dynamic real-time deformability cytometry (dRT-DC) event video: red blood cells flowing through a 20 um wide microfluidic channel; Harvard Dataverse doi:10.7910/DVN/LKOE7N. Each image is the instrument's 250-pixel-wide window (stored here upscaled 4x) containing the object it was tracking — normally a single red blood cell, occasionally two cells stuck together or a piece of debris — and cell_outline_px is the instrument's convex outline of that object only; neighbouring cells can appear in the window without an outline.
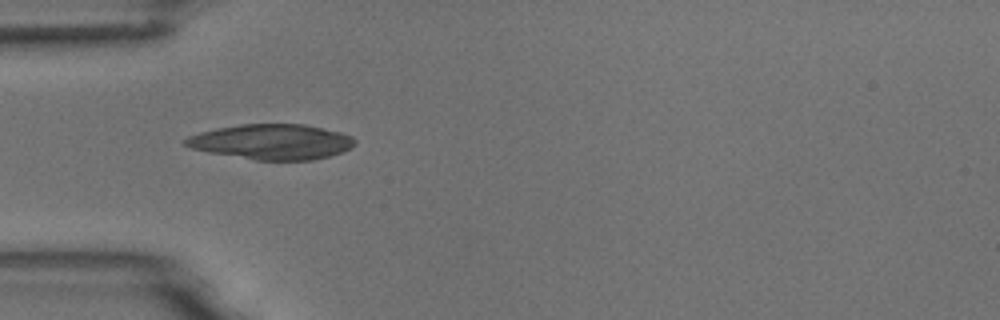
{"species": "common noctule bat (a hibernating species)", "species_latin": "Nyctalus noctula", "temperature_condition": "room temperature", "stored_images_in_passage": 2, "camera_frame_rate_fps": 3000, "um_per_image_px": 0.085, "animal": {"sex": "male", "body_mass_g": 18.8}, "frame": {"image": 1, "passage_image": 1, "time_ms": 0.0, "image_size_px": [1000, 320], "cell_outline_px": [[356, 144], [340, 152], [328, 156], [312, 160], [256, 160], [212, 152], [192, 148], [184, 144], [184, 140], [188, 136], [200, 132], [216, 128], [240, 124], [304, 124], [340, 132], [352, 136], [356, 140]], "centroid_in_image_um": [23.11, 12.04], "position_along_channel_um": 61.9, "area_um2": 34.45}}